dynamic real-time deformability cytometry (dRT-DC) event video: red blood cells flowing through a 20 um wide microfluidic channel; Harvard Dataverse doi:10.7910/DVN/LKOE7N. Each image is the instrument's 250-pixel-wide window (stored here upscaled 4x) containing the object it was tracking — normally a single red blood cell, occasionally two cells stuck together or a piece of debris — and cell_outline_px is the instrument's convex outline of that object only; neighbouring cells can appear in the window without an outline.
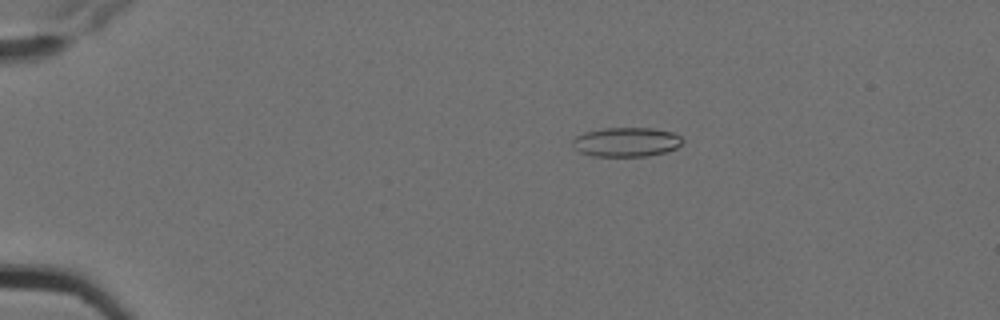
{"species": "Egyptian fruit bat (a non-hibernating species)", "species_latin": "Rousettus aegyptiacus", "temperature_condition": "cold", "stored_images_in_passage": 3, "camera_frame_rate_fps": 3000, "um_per_image_px": 0.085, "animal": {"sex": "female"}, "frame": {"image": 1, "passage_image": 1, "time_ms": 0.0, "image_size_px": [1000, 320], "cell_outline_px": [[684, 140], [676, 148], [664, 152], [648, 156], [592, 156], [580, 152], [572, 144], [572, 140], [576, 136], [584, 132], [604, 128], [652, 128], [672, 132], [680, 136]], "centroid_in_image_um": [53.23, 12.07], "position_along_channel_um": 31.8, "area_um2": 18.73}}